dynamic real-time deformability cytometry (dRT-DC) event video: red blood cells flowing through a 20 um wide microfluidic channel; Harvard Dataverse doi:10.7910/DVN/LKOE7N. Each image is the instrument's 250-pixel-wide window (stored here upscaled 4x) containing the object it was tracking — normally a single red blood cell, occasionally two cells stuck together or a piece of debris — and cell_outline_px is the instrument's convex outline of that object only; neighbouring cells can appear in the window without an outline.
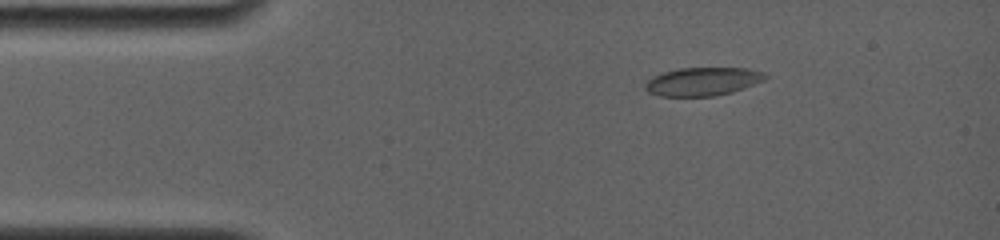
{"species": "common noctule bat (a hibernating species)", "species_latin": "Nyctalus noctula", "temperature_condition": "room temperature", "stored_images_in_passage": 6, "camera_frame_rate_fps": 4000, "um_per_image_px": 0.085, "animal": {"sex": "female", "body_mass_g": 19.0, "forearm_length_mm": 56.7}, "frame": {"image": 1, "passage_image": 2, "time_ms": 1.0, "image_size_px": [1000, 240], "cell_outline_px": [[768, 76], [764, 80], [744, 88], [732, 92], [716, 96], [660, 96], [648, 92], [644, 88], [644, 84], [652, 76], [664, 72], [680, 68], [748, 68], [764, 72]], "centroid_in_image_um": [59.73, 6.93], "position_along_channel_um": 25.3, "area_um2": 19.88}}
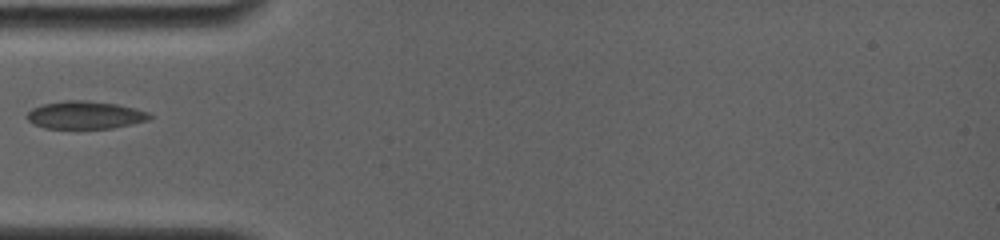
{"frame": {"image": 2, "passage_image": 5, "time_ms": 3.75, "image_size_px": [1000, 240], "cell_outline_px": [[156, 116], [148, 120], [112, 128], [44, 128], [32, 124], [24, 116], [32, 108], [44, 104], [64, 100], [88, 100], [116, 104], [136, 108], [148, 112]], "centroid_in_image_um": [7.23, 9.77], "position_along_channel_um": 77.8, "area_um2": 20.0}}
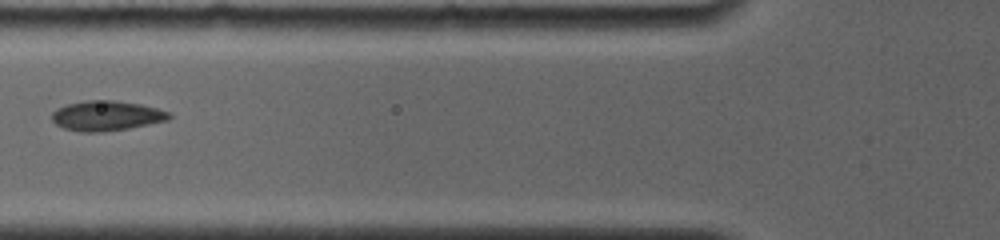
{"frame": {"image": 3, "passage_image": 6, "time_ms": 4.75, "image_size_px": [1000, 240], "cell_outline_px": [[172, 116], [168, 120], [128, 128], [100, 132], [80, 132], [64, 128], [56, 124], [52, 120], [52, 112], [56, 108], [64, 104], [84, 100], [116, 100], [140, 104], [156, 108], [168, 112]], "centroid_in_image_um": [9.0, 9.82], "position_along_channel_um": 116.8, "area_um2": 20.52}}